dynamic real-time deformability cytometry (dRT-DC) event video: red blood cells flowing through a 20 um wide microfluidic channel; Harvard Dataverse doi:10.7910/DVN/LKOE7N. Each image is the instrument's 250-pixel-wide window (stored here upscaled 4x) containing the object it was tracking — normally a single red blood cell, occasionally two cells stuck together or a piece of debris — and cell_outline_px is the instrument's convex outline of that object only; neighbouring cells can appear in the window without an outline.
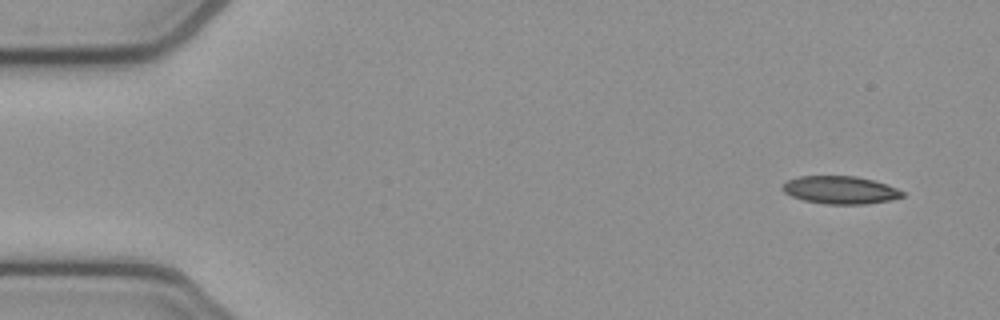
{"species": "common noctule bat (a hibernating species)", "species_latin": "Nyctalus noctula", "temperature_condition": "cold", "stored_images_in_passage": 5, "camera_frame_rate_fps": 3000, "um_per_image_px": 0.085, "animal": {"sex": "female", "body_mass_g": 21.9}, "frame": {"image": 1, "passage_image": 1, "time_ms": 0.0, "image_size_px": [1000, 320], "cell_outline_px": [[904, 196], [888, 200], [864, 204], [824, 204], [804, 200], [792, 196], [784, 192], [780, 188], [788, 180], [800, 176], [856, 176], [872, 180], [896, 188], [904, 192]], "centroid_in_image_um": [71.39, 16.15], "position_along_channel_um": 13.6, "area_um2": 19.19}}
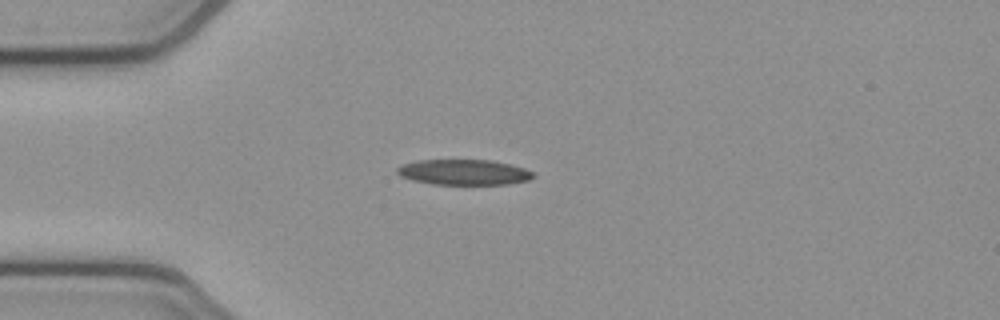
{"frame": {"image": 2, "passage_image": 4, "time_ms": 1.0, "image_size_px": [1000, 320], "cell_outline_px": [[536, 176], [528, 180], [508, 184], [432, 184], [412, 180], [400, 176], [396, 172], [396, 168], [404, 164], [416, 160], [492, 160], [512, 164], [524, 168], [532, 172]], "centroid_in_image_um": [39.43, 14.63], "position_along_channel_um": 45.6, "area_um2": 20.23}}